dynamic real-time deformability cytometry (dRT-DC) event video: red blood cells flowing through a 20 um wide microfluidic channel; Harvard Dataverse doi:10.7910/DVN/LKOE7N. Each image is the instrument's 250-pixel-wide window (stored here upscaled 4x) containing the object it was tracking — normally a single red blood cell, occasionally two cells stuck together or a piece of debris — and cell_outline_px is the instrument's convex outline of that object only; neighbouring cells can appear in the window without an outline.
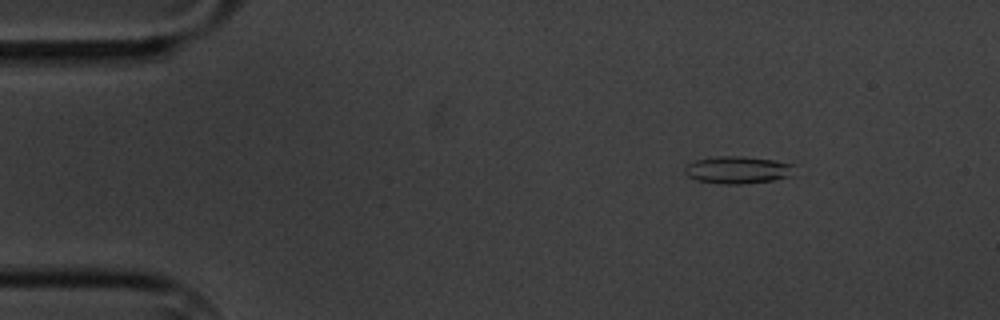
{"species": "common noctule bat (a hibernating species)", "species_latin": "Nyctalus noctula", "temperature_condition": "cold", "stored_images_in_passage": 8, "camera_frame_rate_fps": 3000, "um_per_image_px": 0.085, "animal": {"sex": "male", "body_mass_g": 20.1, "forearm_length_mm": 53.5}, "frame": {"image": 1, "passage_image": 3, "time_ms": 2.333, "image_size_px": [1000, 320], "cell_outline_px": [[796, 164], [792, 176], [772, 180], [740, 184], [724, 184], [696, 180], [688, 176], [684, 172], [684, 168], [688, 164], [696, 160], [720, 156], [740, 156], [772, 160]], "centroid_in_image_um": [62.73, 14.44], "position_along_channel_um": 22.3, "area_um2": 17.4}}
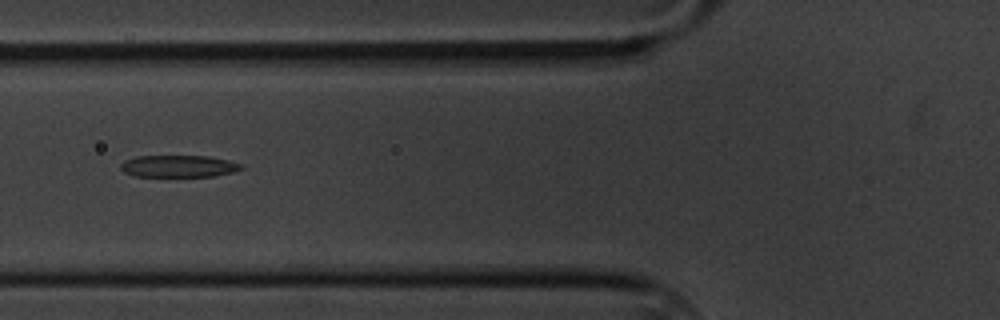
{"frame": {"image": 2, "passage_image": 7, "time_ms": 7.0, "image_size_px": [1000, 320], "cell_outline_px": [[244, 168], [232, 172], [212, 176], [132, 176], [124, 172], [120, 168], [120, 164], [124, 160], [136, 156], [208, 156], [228, 160], [244, 164]], "centroid_in_image_um": [15.17, 14.12], "position_along_channel_um": 110.6, "area_um2": 15.49}}
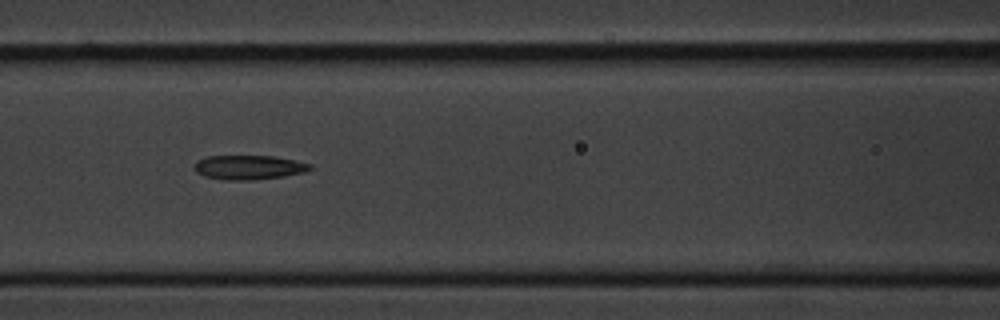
{"frame": {"image": 3, "passage_image": 8, "time_ms": 8.0, "image_size_px": [1000, 320], "cell_outline_px": [[312, 168], [304, 172], [284, 176], [252, 180], [220, 180], [204, 176], [196, 172], [192, 168], [196, 160], [208, 156], [272, 156], [312, 164]], "centroid_in_image_um": [21.08, 14.23], "position_along_channel_um": 145.5, "area_um2": 16.47}}